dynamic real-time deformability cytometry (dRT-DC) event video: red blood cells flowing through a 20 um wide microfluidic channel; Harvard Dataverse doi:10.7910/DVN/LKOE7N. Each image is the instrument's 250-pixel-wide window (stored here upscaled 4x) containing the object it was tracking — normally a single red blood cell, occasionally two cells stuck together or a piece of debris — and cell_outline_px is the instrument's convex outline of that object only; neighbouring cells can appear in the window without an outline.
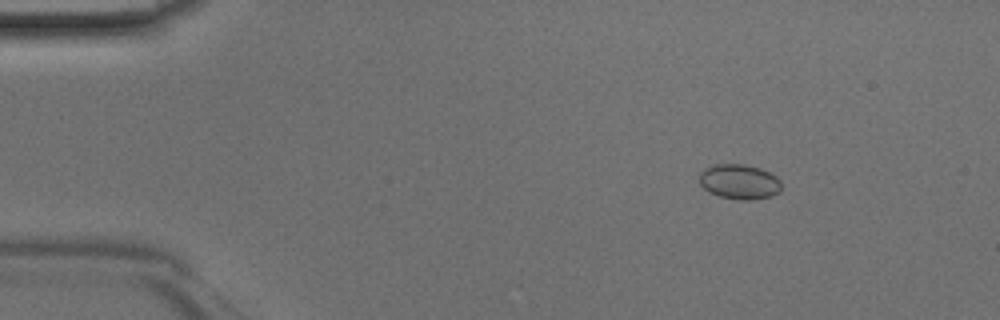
{"species": "Egyptian fruit bat (a non-hibernating species)", "species_latin": "Rousettus aegyptiacus", "temperature_condition": "room temperature", "stored_images_in_passage": 47, "camera_frame_rate_fps": 3000, "um_per_image_px": 0.085, "animal": {"sex": "male"}, "frame": {"image": 1, "passage_image": 7, "time_ms": 2.0, "image_size_px": [1000, 320], "cell_outline_px": [[780, 192], [772, 196], [752, 200], [740, 200], [720, 196], [708, 192], [700, 184], [700, 172], [704, 168], [716, 164], [744, 164], [760, 168], [776, 176], [780, 180]], "centroid_in_image_um": [62.85, 15.45], "position_along_channel_um": 22.2, "area_um2": 16.76}}
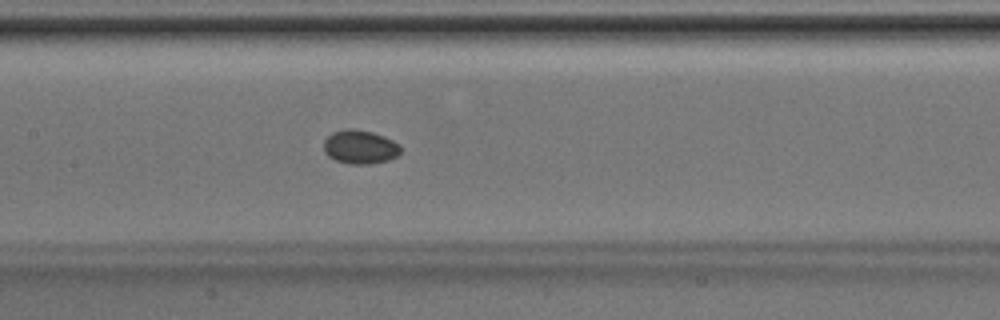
{"frame": {"image": 2, "passage_image": 23, "time_ms": 7.333, "image_size_px": [1000, 320], "cell_outline_px": [[400, 152], [396, 156], [388, 160], [372, 164], [348, 164], [336, 160], [328, 156], [324, 152], [324, 140], [332, 132], [348, 128], [352, 128], [372, 132], [384, 136], [400, 144]], "centroid_in_image_um": [30.59, 12.49], "position_along_channel_um": 176.8, "area_um2": 15.2}}
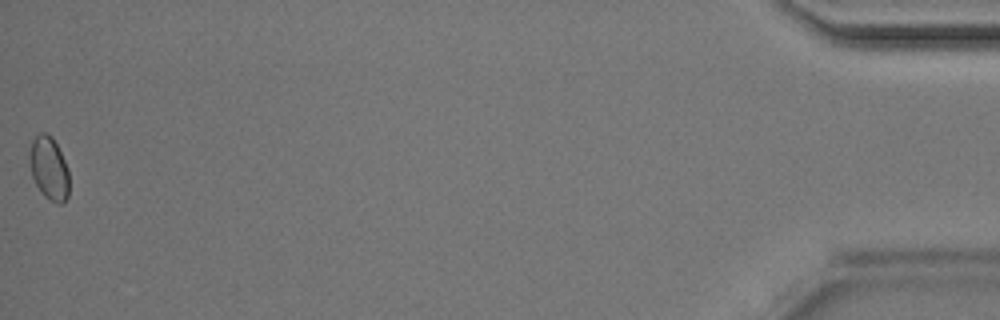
{"frame": {"image": 3, "passage_image": 47, "time_ms": 15.333, "image_size_px": [1000, 320], "cell_outline_px": [[68, 196], [60, 204], [56, 204], [44, 196], [36, 184], [32, 176], [28, 156], [32, 140], [40, 132], [48, 132], [52, 136], [64, 160], [68, 172]], "centroid_in_image_um": [4.14, 14.28], "position_along_channel_um": 431.1, "area_um2": 14.51}}